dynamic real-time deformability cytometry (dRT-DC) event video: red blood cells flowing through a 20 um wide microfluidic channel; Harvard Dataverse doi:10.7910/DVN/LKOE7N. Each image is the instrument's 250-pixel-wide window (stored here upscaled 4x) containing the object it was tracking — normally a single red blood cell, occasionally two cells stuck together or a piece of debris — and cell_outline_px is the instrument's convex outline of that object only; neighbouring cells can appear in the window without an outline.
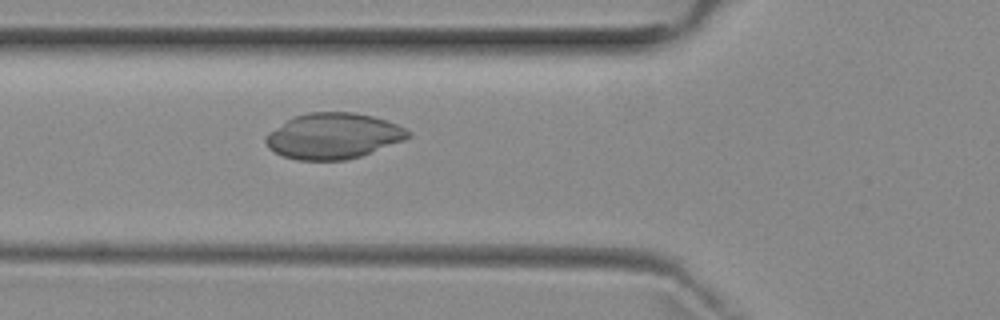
{"species": "common noctule bat (a hibernating species)", "species_latin": "Nyctalus noctula", "temperature_condition": "room temperature", "stored_images_in_passage": 4, "camera_frame_rate_fps": 3000, "um_per_image_px": 0.085, "animal": {"sex": "female", "body_mass_g": 29.2, "forearm_length_mm": 56.3}, "frame": {"image": 1, "passage_image": 3, "time_ms": 2.333, "image_size_px": [1000, 320], "cell_outline_px": [[412, 136], [404, 140], [360, 156], [348, 160], [296, 160], [284, 156], [268, 148], [264, 140], [264, 136], [268, 132], [288, 120], [296, 116], [308, 112], [352, 112], [372, 116], [396, 124], [412, 132]], "centroid_in_image_um": [28.32, 11.56], "position_along_channel_um": 97.5, "area_um2": 37.8}}